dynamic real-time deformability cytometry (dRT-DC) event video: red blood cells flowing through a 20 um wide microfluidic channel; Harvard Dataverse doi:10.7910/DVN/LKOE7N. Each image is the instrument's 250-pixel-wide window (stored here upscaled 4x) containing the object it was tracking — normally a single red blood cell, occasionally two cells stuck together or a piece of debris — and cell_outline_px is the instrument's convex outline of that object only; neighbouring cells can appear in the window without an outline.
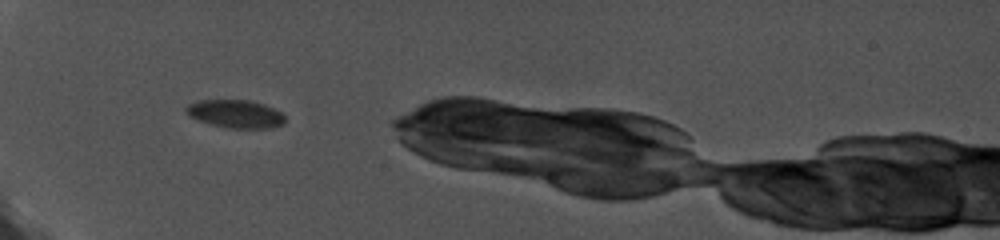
{"species": "common noctule bat (a hibernating species)", "species_latin": "Nyctalus noctula", "temperature_condition": "cold", "stored_images_in_passage": 42, "camera_frame_rate_fps": 5000, "um_per_image_px": 0.085, "animal": {"sex": "female", "body_mass_g": 19.0, "forearm_length_mm": 56.7}, "frame": {"image": 1, "passage_image": 1, "time_ms": 0.0, "image_size_px": [1000, 240], "cell_outline_px": [[284, 124], [268, 128], [224, 128], [196, 120], [188, 116], [184, 112], [184, 108], [188, 104], [196, 100], [248, 100], [264, 104], [280, 112], [284, 116]], "centroid_in_image_um": [19.93, 9.68], "position_along_channel_um": 65.1, "area_um2": 16.36}}